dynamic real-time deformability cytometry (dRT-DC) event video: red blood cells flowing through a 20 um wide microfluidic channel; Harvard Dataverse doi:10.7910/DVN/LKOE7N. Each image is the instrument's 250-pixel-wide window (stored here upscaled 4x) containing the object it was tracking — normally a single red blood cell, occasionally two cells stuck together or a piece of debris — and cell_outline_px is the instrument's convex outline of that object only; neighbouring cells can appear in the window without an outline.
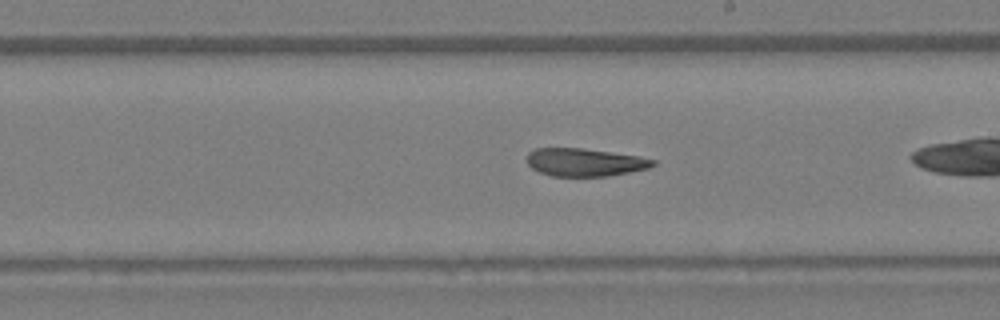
{"species": "Egyptian fruit bat (a non-hibernating species)", "species_latin": "Rousettus aegyptiacus", "temperature_condition": "warm", "stored_images_in_passage": 32, "camera_frame_rate_fps": 3000, "um_per_image_px": 0.085, "animal": {"sex": "female"}, "frame": {"image": 1, "passage_image": 23, "time_ms": 7.333, "image_size_px": [1000, 320], "cell_outline_px": [[656, 164], [648, 168], [608, 176], [552, 176], [540, 172], [532, 168], [528, 164], [528, 152], [536, 148], [580, 148], [640, 156], [656, 160]], "centroid_in_image_um": [49.71, 13.79], "position_along_channel_um": 239.3, "area_um2": 20.35}}